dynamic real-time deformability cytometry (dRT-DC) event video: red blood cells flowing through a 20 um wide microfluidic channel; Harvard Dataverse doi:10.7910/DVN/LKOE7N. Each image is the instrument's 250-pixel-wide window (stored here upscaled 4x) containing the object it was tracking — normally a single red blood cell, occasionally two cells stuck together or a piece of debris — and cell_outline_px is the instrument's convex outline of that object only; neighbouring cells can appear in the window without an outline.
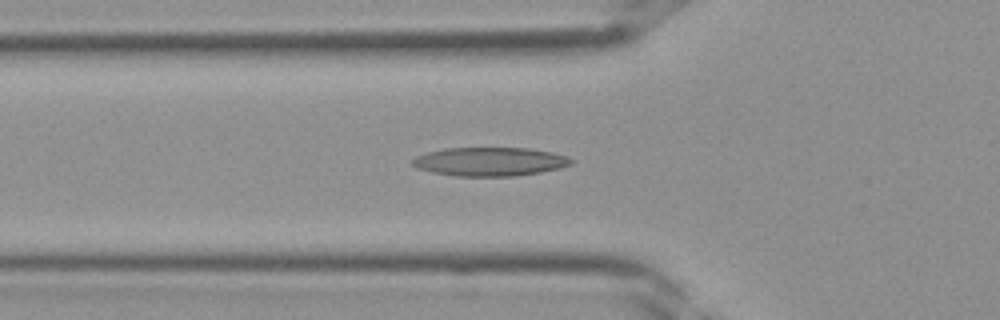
{"species": "Egyptian fruit bat (a non-hibernating species)", "species_latin": "Rousettus aegyptiacus", "temperature_condition": "room temperature", "stored_images_in_passage": 37, "camera_frame_rate_fps": 3000, "um_per_image_px": 0.085, "frame": {"image": 1, "passage_image": 13, "time_ms": 4.0, "image_size_px": [1000, 320], "cell_outline_px": [[576, 160], [572, 164], [560, 168], [540, 172], [516, 176], [456, 176], [432, 172], [416, 168], [412, 164], [412, 160], [416, 156], [428, 152], [444, 148], [528, 148], [552, 152], [568, 156]], "centroid_in_image_um": [41.67, 13.74], "position_along_channel_um": 84.1, "area_um2": 26.7}}
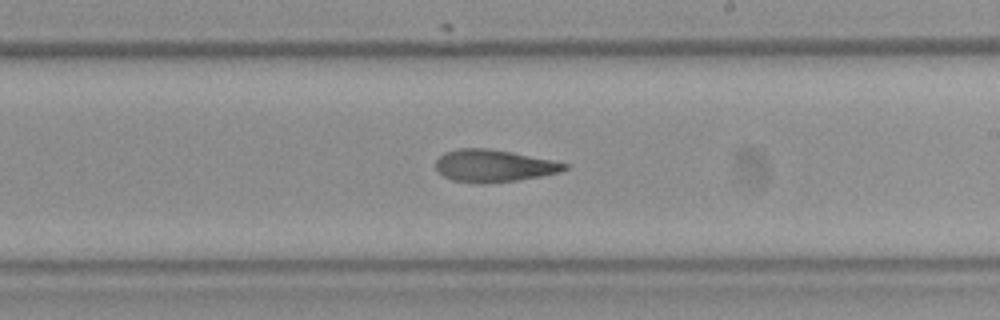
{"frame": {"image": 2, "passage_image": 22, "time_ms": 7.0, "image_size_px": [1000, 320], "cell_outline_px": [[568, 168], [560, 172], [540, 176], [516, 180], [484, 184], [452, 180], [444, 176], [436, 168], [436, 160], [444, 152], [460, 148], [488, 148], [512, 152], [552, 160], [568, 164]], "centroid_in_image_um": [41.96, 14.09], "position_along_channel_um": 247.0, "area_um2": 24.1}}
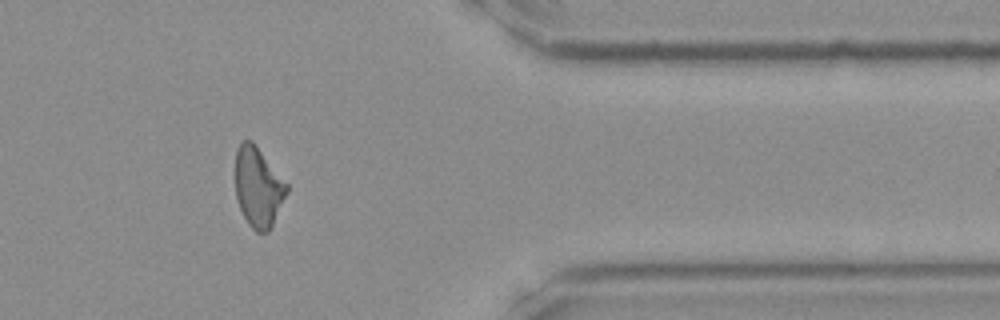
{"frame": {"image": 3, "passage_image": 31, "time_ms": 10.0, "image_size_px": [1000, 320], "cell_outline_px": [[288, 192], [268, 232], [256, 232], [248, 224], [240, 208], [236, 196], [232, 172], [236, 152], [240, 144], [244, 140], [252, 140], [288, 184]], "centroid_in_image_um": [21.9, 15.87], "position_along_channel_um": 389.5, "area_um2": 24.28}}